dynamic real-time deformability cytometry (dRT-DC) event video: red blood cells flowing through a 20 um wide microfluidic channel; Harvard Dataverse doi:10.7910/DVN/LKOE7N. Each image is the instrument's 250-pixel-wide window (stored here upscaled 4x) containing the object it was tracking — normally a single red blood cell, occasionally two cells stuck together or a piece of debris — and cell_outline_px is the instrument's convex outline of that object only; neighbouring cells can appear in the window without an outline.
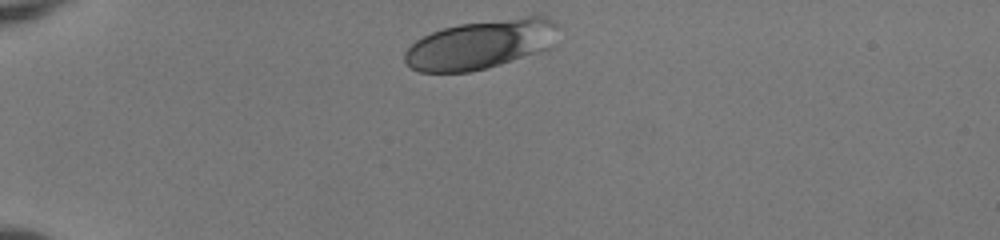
{"species": "human", "species_latin": "Homo sapiens", "temperature_condition": "room temperature", "stored_images_in_passage": 34, "camera_frame_rate_fps": 3000, "um_per_image_px": 0.085, "donor": {"sex": "female"}, "frame": {"image": 1, "passage_image": 1, "time_ms": 0.0, "image_size_px": [1000, 240], "cell_outline_px": [[556, 24], [552, 44], [548, 48], [540, 52], [500, 64], [468, 72], [420, 72], [412, 68], [404, 60], [404, 52], [416, 40], [432, 32], [444, 28], [460, 24], [536, 12], [548, 16]], "centroid_in_image_um": [40.91, 3.72], "position_along_channel_um": 44.1, "area_um2": 44.39}}
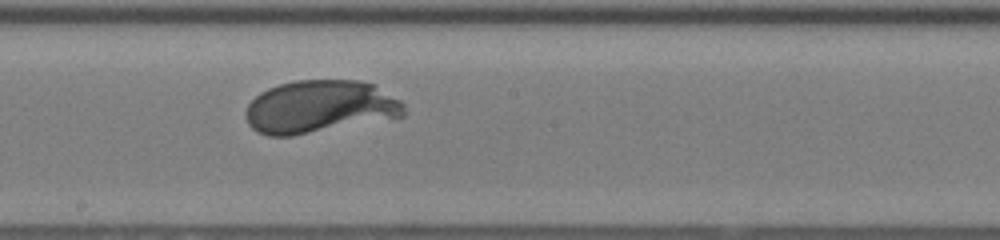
{"frame": {"image": 2, "passage_image": 18, "time_ms": 5.667, "image_size_px": [1000, 240], "cell_outline_px": [[404, 116], [292, 136], [268, 136], [256, 132], [248, 124], [244, 116], [244, 112], [248, 104], [260, 92], [268, 88], [280, 84], [296, 80], [360, 80], [372, 84], [400, 100], [404, 104]], "centroid_in_image_um": [27.13, 9.08], "position_along_channel_um": 221.1, "area_um2": 48.61}}
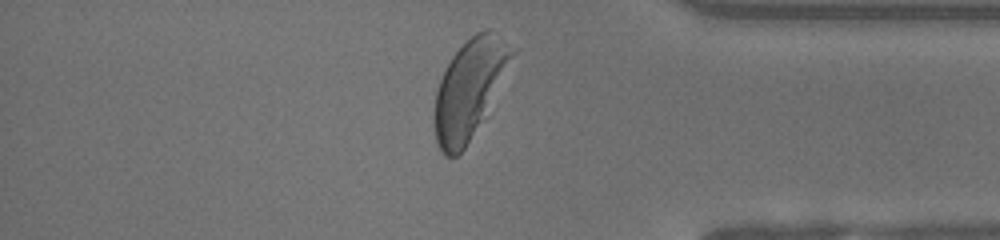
{"frame": {"image": 3, "passage_image": 32, "time_ms": 10.333, "image_size_px": [1000, 240], "cell_outline_px": [[516, 52], [464, 148], [456, 156], [444, 156], [436, 140], [432, 124], [432, 116], [436, 92], [440, 80], [452, 56], [476, 32], [484, 28], [488, 28]], "centroid_in_image_um": [39.81, 7.56], "position_along_channel_um": 395.4, "area_um2": 42.6}, "authors_computed_cell_mechanics": {"area_um2": 46.5001, "velocity_mm_per_s": 3.9901, "shape_relaxation_time_tau1_ms": 2.5306, "shape_relaxation_time_tau2_ms": null, "deformation_change_tau1": 0.1737, "deformation_change_tau2": null}}